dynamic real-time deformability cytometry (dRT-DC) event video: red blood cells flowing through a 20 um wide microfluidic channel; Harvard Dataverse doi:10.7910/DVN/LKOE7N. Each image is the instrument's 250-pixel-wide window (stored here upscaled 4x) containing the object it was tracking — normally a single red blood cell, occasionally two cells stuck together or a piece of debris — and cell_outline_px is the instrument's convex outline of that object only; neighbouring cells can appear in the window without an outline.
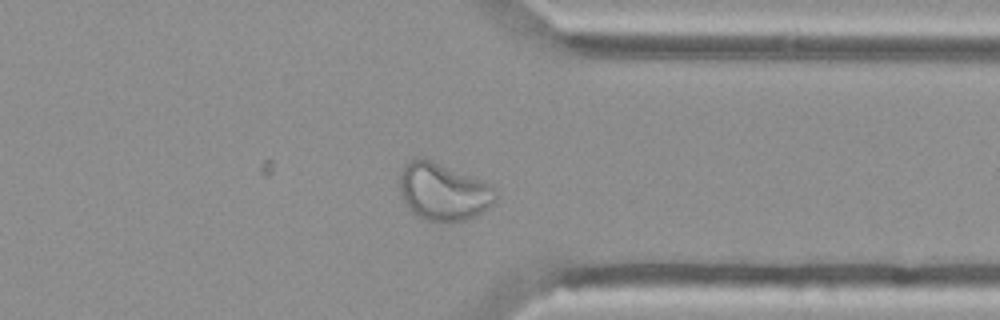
{"species": "Egyptian fruit bat (a non-hibernating species)", "species_latin": "Rousettus aegyptiacus", "temperature_condition": "cold", "stored_images_in_passage": 45, "camera_frame_rate_fps": 3000, "um_per_image_px": 0.085, "animal": {"sex": "female"}, "frame": {"image": 1, "passage_image": 32, "time_ms": 10.333, "image_size_px": [1000, 320], "cell_outline_px": [[496, 200], [492, 204], [476, 216], [464, 220], [428, 220], [412, 212], [404, 200], [400, 192], [400, 172], [412, 160], [432, 160], [492, 184], [496, 192]], "centroid_in_image_um": [37.72, 16.3], "position_along_channel_um": 373.7, "area_um2": 31.27}}
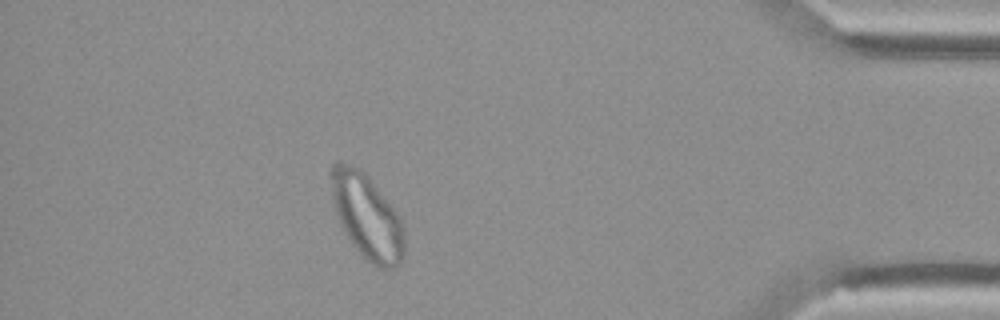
{"frame": {"image": 2, "passage_image": 38, "time_ms": 12.333, "image_size_px": [1000, 320], "cell_outline_px": [[404, 252], [400, 260], [392, 268], [380, 268], [372, 264], [352, 244], [340, 224], [332, 200], [328, 172], [332, 164], [336, 160], [340, 160], [360, 168], [364, 172], [396, 212], [400, 220], [404, 232]], "centroid_in_image_um": [31.12, 18.33], "position_along_channel_um": 404.1, "area_um2": 35.95}}